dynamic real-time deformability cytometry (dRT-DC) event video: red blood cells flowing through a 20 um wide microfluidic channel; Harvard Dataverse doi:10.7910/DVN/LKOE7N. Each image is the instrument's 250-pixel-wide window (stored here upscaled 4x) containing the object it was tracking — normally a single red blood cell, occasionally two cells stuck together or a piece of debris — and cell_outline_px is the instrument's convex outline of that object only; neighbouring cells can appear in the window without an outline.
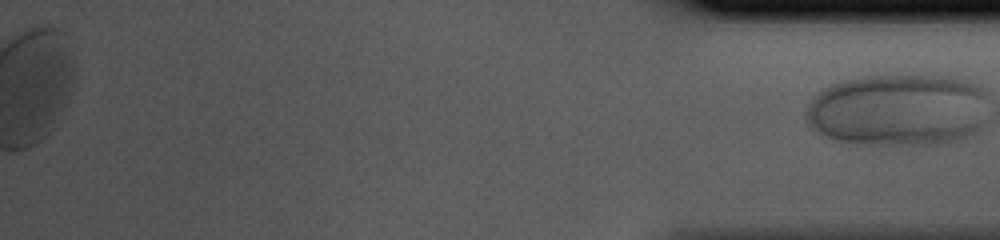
{"species": "human", "species_latin": "Homo sapiens", "temperature_condition": "cold", "stored_images_in_passage": 36, "segment_of_instrument_passage": [2, 2], "camera_frame_rate_fps": 3000, "um_per_image_px": 0.085, "donor": {"sex": "male"}, "frame": {"image": 1, "passage_image": 36, "time_ms": 11.667, "image_size_px": [1000, 240], "cell_outline_px": [[984, 124], [976, 132], [948, 144], [860, 144], [836, 140], [812, 128], [808, 124], [804, 112], [812, 96], [816, 92], [828, 84], [840, 80], [856, 76], [924, 72], [936, 72], [968, 80], [980, 84], [984, 92]], "centroid_in_image_um": [76.34, 9.27], "position_along_channel_um": 358.9, "area_um2": 79.48}}